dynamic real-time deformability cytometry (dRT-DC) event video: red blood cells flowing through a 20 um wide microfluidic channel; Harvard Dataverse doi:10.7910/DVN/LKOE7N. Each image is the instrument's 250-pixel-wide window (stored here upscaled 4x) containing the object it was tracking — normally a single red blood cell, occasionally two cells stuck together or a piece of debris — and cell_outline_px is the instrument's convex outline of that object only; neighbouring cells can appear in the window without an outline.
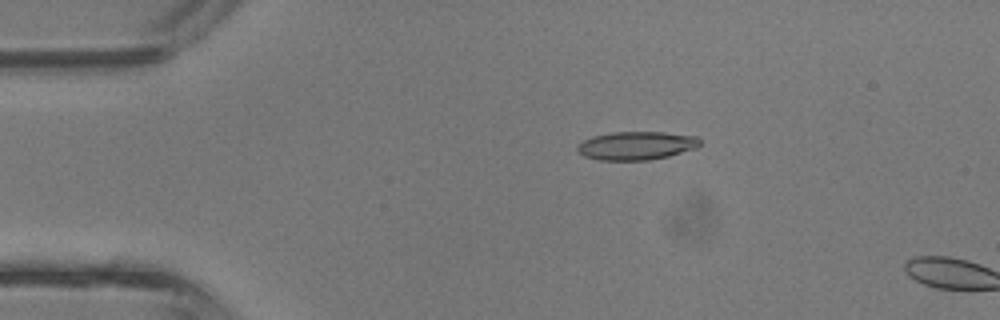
{"species": "common noctule bat (a hibernating species)", "species_latin": "Nyctalus noctula", "temperature_condition": "room temperature", "stored_images_in_passage": 4, "camera_frame_rate_fps": 3000, "um_per_image_px": 0.085, "animal": {"sex": "male", "body_mass_g": 13.3}, "frame": {"image": 1, "passage_image": 3, "time_ms": 0.667, "image_size_px": [1000, 320], "cell_outline_px": [[700, 144], [696, 148], [668, 156], [648, 160], [596, 160], [584, 156], [576, 148], [576, 144], [580, 140], [592, 136], [612, 132], [664, 132], [696, 136], [700, 140]], "centroid_in_image_um": [54.04, 12.37], "position_along_channel_um": 31.0, "area_um2": 20.4}}